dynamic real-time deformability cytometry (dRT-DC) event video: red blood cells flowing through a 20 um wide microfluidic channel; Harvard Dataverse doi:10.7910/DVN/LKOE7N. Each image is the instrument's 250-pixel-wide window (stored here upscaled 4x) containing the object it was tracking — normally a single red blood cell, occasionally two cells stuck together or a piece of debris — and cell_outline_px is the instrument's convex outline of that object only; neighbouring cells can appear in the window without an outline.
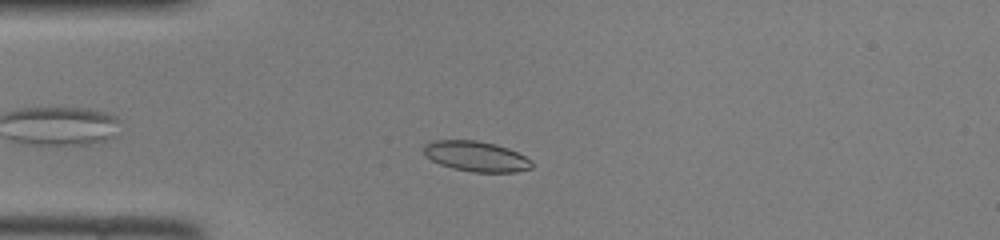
{"species": "common noctule bat (a hibernating species)", "species_latin": "Nyctalus noctula", "temperature_condition": "room temperature", "stored_images_in_passage": 42, "camera_frame_rate_fps": 3000, "um_per_image_px": 0.085, "animal": {"sex": "female", "body_mass_g": 22.0, "forearm_length_mm": 56.7}, "frame": {"image": 1, "passage_image": 9, "time_ms": 2.667, "image_size_px": [1000, 240], "cell_outline_px": [[532, 168], [516, 172], [472, 172], [452, 168], [440, 164], [432, 160], [424, 152], [424, 144], [436, 140], [476, 140], [496, 144], [508, 148], [532, 160]], "centroid_in_image_um": [40.49, 13.29], "position_along_channel_um": 44.5, "area_um2": 19.02}}
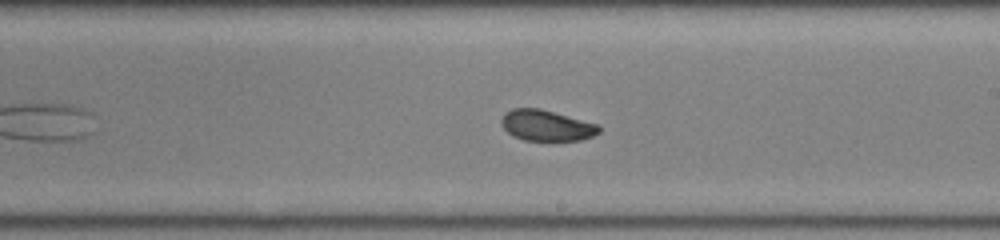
{"frame": {"image": 2, "passage_image": 24, "time_ms": 7.667, "image_size_px": [1000, 240], "cell_outline_px": [[600, 132], [592, 136], [580, 140], [524, 140], [512, 136], [500, 124], [500, 120], [504, 112], [512, 108], [540, 108], [600, 124]], "centroid_in_image_um": [46.44, 10.65], "position_along_channel_um": 242.6, "area_um2": 17.74}}
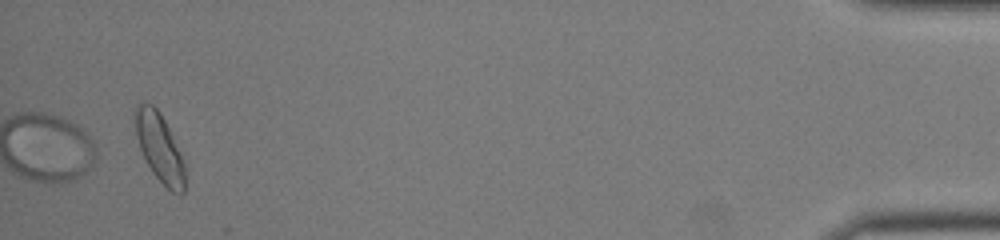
{"frame": {"image": 3, "passage_image": 42, "time_ms": 13.667, "image_size_px": [1000, 240], "cell_outline_px": [[184, 192], [180, 196], [172, 192], [152, 172], [140, 148], [136, 136], [136, 108], [140, 104], [152, 104], [160, 112], [172, 136], [184, 164]], "centroid_in_image_um": [13.57, 12.58], "position_along_channel_um": 421.6, "area_um2": 19.02}}